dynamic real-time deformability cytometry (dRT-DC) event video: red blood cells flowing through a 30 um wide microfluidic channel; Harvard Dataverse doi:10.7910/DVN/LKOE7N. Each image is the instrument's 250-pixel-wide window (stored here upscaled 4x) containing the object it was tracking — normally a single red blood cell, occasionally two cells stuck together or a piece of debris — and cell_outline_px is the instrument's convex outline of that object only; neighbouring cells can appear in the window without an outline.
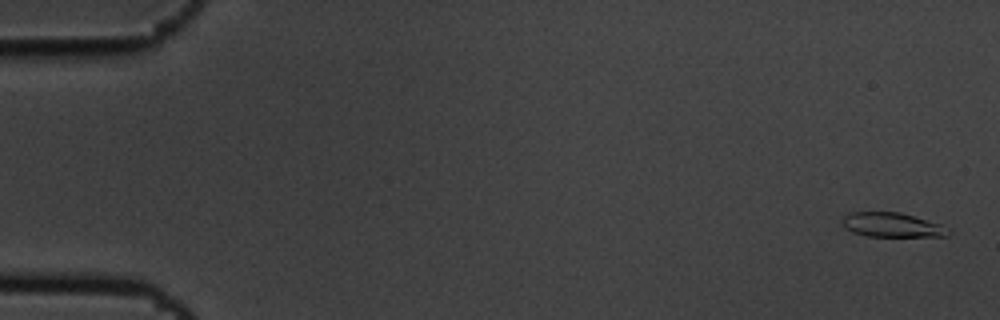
{"species": "common noctule bat (a hibernating species)", "species_latin": "Nyctalus noctula", "temperature_condition": "cold", "stored_images_in_passage": 15, "camera_frame_rate_fps": 3000, "um_per_image_px": 0.085, "animal": {"sex": "male", "body_mass_g": 19.5, "forearm_length_mm": 54.6}, "frame": {"image": 1, "passage_image": 1, "time_ms": 0.0, "image_size_px": [1000, 320], "cell_outline_px": [[952, 232], [948, 236], [864, 236], [852, 232], [844, 228], [840, 224], [840, 220], [848, 212], [900, 212], [940, 224]], "centroid_in_image_um": [75.74, 19.12], "position_along_channel_um": 9.3, "area_um2": 15.2}}
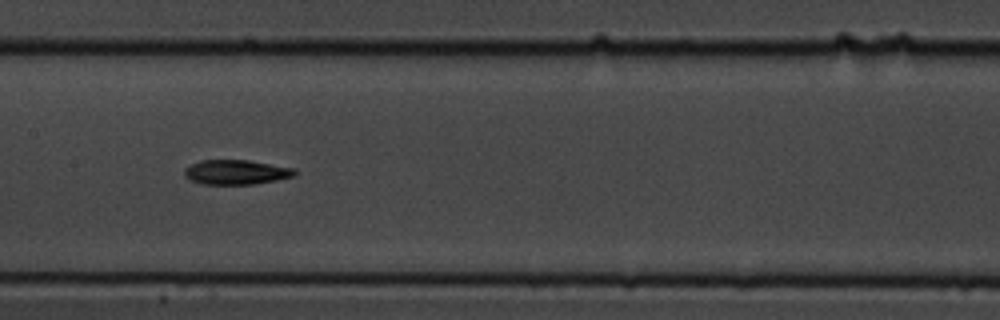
{"frame": {"image": 2, "passage_image": 8, "time_ms": 2.333, "image_size_px": [1000, 320], "cell_outline_px": [[296, 176], [276, 180], [252, 184], [200, 184], [184, 176], [184, 168], [200, 160], [248, 160], [296, 168]], "centroid_in_image_um": [20.08, 14.63], "position_along_channel_um": 187.3, "area_um2": 15.9}}
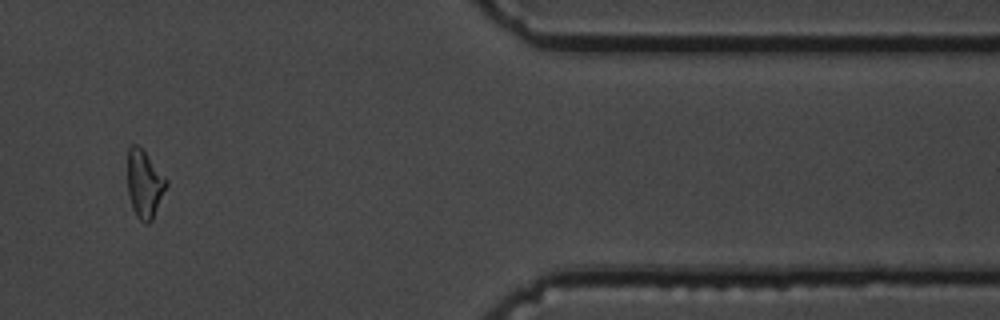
{"frame": {"image": 3, "passage_image": 13, "time_ms": 4.0, "image_size_px": [1000, 320], "cell_outline_px": [[168, 184], [152, 220], [148, 224], [144, 224], [136, 216], [132, 208], [128, 192], [128, 148], [132, 144], [136, 144], [144, 152], [168, 180]], "centroid_in_image_um": [12.28, 15.68], "position_along_channel_um": 399.1, "area_um2": 15.14}}